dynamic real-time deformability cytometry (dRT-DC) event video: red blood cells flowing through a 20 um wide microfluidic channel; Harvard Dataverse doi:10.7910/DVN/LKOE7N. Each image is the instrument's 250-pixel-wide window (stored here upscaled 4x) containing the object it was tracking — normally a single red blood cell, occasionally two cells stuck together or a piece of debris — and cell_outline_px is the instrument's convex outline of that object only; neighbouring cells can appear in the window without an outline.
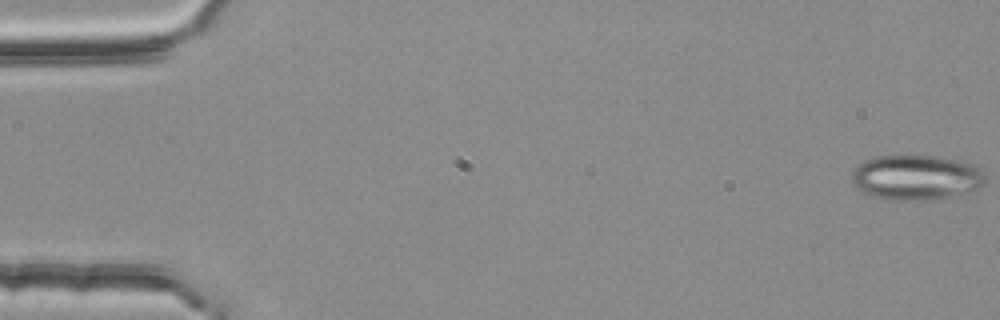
{"species": "common noctule bat (a hibernating species)", "species_latin": "Nyctalus noctula", "temperature_condition": "room temperature", "stored_images_in_passage": 5, "camera_frame_rate_fps": 3000, "um_per_image_px": 0.085, "animal": {"sex": "female", "body_mass_g": 25.1}, "frame": {"image": 1, "passage_image": 1, "time_ms": 0.0, "image_size_px": [1000, 320], "cell_outline_px": [[984, 184], [976, 192], [924, 200], [888, 200], [872, 196], [856, 188], [852, 184], [852, 172], [864, 160], [876, 156], [936, 156], [964, 160], [976, 164], [984, 176]], "centroid_in_image_um": [77.91, 15.08], "position_along_channel_um": 7.1, "area_um2": 35.43}}